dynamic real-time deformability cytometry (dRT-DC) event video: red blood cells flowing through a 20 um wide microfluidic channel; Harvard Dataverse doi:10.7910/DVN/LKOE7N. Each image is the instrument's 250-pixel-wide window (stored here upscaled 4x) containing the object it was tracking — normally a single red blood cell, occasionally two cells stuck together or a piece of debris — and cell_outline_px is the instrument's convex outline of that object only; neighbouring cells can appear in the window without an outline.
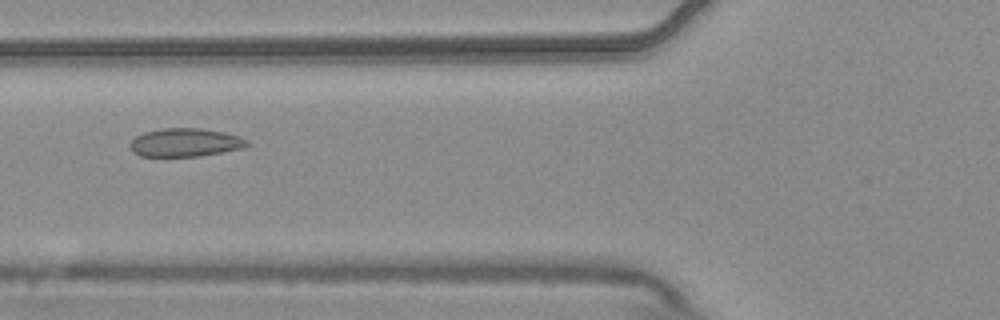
{"species": "common noctule bat (a hibernating species)", "species_latin": "Nyctalus noctula", "temperature_condition": "warm", "stored_images_in_passage": 7, "camera_frame_rate_fps": 3000, "um_per_image_px": 0.085, "animal": {"sex": "male", "body_mass_g": 20.4}, "frame": {"image": 1, "passage_image": 7, "time_ms": 2.0, "image_size_px": [1000, 320], "cell_outline_px": [[248, 144], [244, 148], [200, 156], [140, 156], [132, 152], [128, 144], [136, 136], [144, 132], [164, 128], [200, 128], [224, 132], [240, 136], [248, 140]], "centroid_in_image_um": [15.73, 12.11], "position_along_channel_um": 110.1, "area_um2": 19.42}}